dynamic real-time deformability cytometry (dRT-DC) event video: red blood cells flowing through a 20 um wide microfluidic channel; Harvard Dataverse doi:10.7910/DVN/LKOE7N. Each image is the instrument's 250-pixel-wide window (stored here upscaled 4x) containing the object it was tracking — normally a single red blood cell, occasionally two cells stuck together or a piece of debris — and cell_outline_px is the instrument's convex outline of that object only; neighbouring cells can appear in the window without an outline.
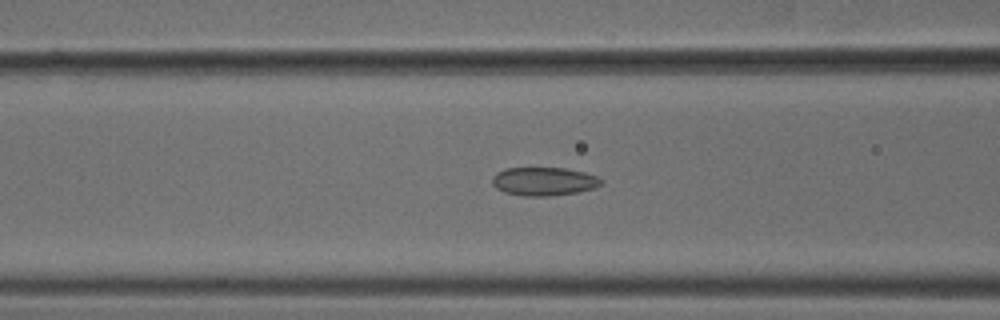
{"species": "common noctule bat (a hibernating species)", "species_latin": "Nyctalus noctula", "temperature_condition": "cold", "stored_images_in_passage": 53, "camera_frame_rate_fps": 3000, "um_per_image_px": 0.085, "animal": {"sex": "male", "body_mass_g": 18.8}, "frame": {"image": 1, "passage_image": 21, "time_ms": 6.667, "image_size_px": [1000, 320], "cell_outline_px": [[600, 184], [596, 188], [576, 192], [552, 196], [524, 196], [504, 192], [496, 188], [492, 184], [492, 176], [496, 172], [504, 168], [564, 168], [584, 172], [596, 176], [600, 180]], "centroid_in_image_um": [46.18, 15.42], "position_along_channel_um": 120.4, "area_um2": 18.03}}
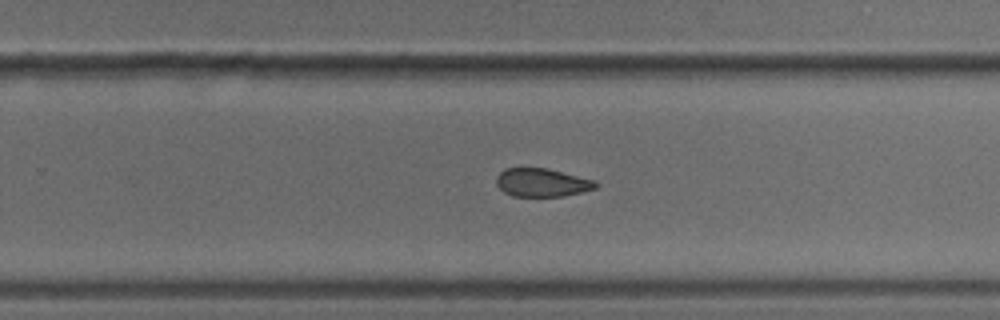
{"frame": {"image": 2, "passage_image": 34, "time_ms": 11.0, "image_size_px": [1000, 320], "cell_outline_px": [[600, 184], [596, 188], [564, 196], [512, 196], [504, 192], [496, 184], [496, 176], [504, 168], [548, 168], [596, 180]], "centroid_in_image_um": [46.08, 15.51], "position_along_channel_um": 283.7, "area_um2": 16.53}}
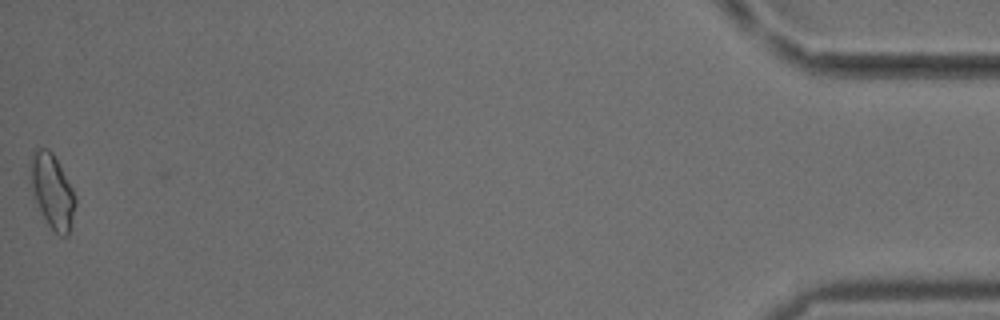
{"frame": {"image": 3, "passage_image": 53, "time_ms": 17.333, "image_size_px": [1000, 320], "cell_outline_px": [[76, 204], [72, 228], [68, 236], [60, 236], [48, 224], [32, 200], [32, 148], [48, 148], [52, 152], [72, 188], [76, 196]], "centroid_in_image_um": [4.46, 16.31], "position_along_channel_um": 430.7, "area_um2": 19.48}, "authors_computed_cell_mechanics": {"area_um2": 18.0336, "velocity_mm_per_s": 3.775, "shape_relaxation_time_tau1_ms": null, "shape_relaxation_time_tau2_ms": 2.2438, "deformation_change_tau1": null, "deformation_change_tau2": 0.0835}}